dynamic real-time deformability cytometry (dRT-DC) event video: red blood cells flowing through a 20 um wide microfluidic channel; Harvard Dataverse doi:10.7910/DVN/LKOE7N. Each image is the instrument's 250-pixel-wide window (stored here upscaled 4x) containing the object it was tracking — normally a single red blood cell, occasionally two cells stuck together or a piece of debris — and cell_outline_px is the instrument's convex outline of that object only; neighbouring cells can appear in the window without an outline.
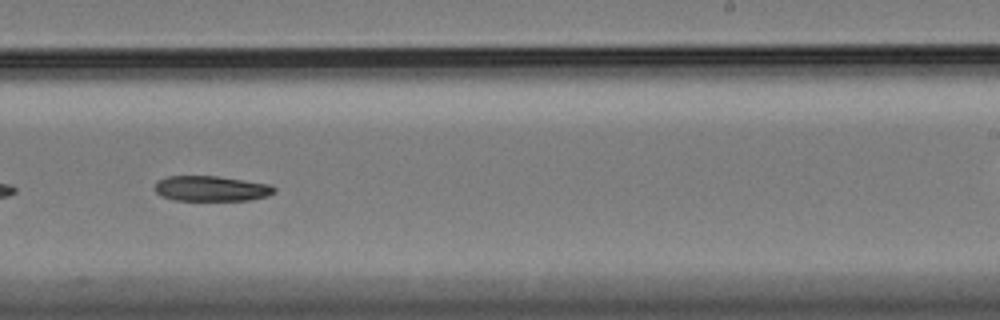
{"species": "Egyptian fruit bat (a non-hibernating species)", "species_latin": "Rousettus aegyptiacus", "temperature_condition": "cold", "stored_images_in_passage": 42, "camera_frame_rate_fps": 3000, "um_per_image_px": 0.085, "animal": {"sex": "female"}, "frame": {"image": 1, "passage_image": 19, "time_ms": 6.0, "image_size_px": [1000, 320], "cell_outline_px": [[276, 192], [268, 196], [248, 200], [172, 200], [160, 196], [152, 188], [156, 180], [168, 176], [216, 176], [272, 184], [276, 188]], "centroid_in_image_um": [17.92, 16.02], "position_along_channel_um": 271.1, "area_um2": 17.92}}